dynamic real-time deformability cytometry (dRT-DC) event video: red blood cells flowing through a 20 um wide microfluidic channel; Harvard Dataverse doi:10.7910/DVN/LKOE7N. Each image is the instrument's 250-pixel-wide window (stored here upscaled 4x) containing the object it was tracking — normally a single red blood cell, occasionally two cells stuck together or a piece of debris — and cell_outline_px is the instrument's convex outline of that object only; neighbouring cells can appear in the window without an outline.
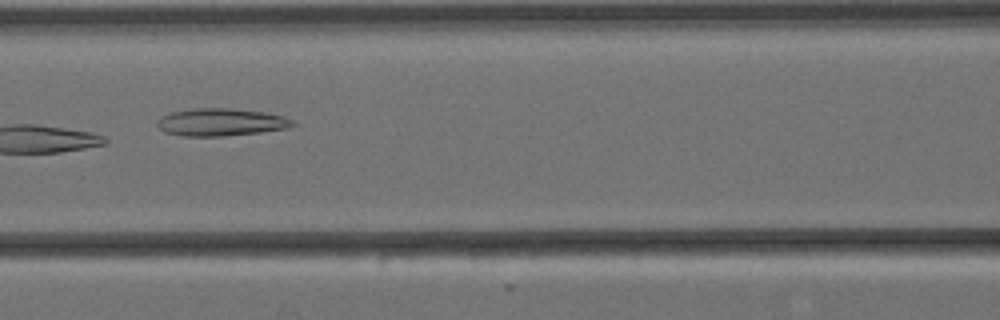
{"species": "Egyptian fruit bat (a non-hibernating species)", "species_latin": "Rousettus aegyptiacus", "temperature_condition": "cold", "stored_images_in_passage": 11, "camera_frame_rate_fps": 3000, "um_per_image_px": 0.085, "animal": {"sex": "female"}, "frame": {"image": 1, "passage_image": 7, "time_ms": 2.0, "image_size_px": [1000, 320], "cell_outline_px": [[296, 124], [288, 128], [260, 132], [224, 136], [184, 136], [164, 132], [156, 124], [156, 120], [160, 116], [168, 112], [192, 108], [232, 108], [264, 112], [284, 116], [296, 120]], "centroid_in_image_um": [18.77, 10.37], "position_along_channel_um": 147.8, "area_um2": 22.08}}